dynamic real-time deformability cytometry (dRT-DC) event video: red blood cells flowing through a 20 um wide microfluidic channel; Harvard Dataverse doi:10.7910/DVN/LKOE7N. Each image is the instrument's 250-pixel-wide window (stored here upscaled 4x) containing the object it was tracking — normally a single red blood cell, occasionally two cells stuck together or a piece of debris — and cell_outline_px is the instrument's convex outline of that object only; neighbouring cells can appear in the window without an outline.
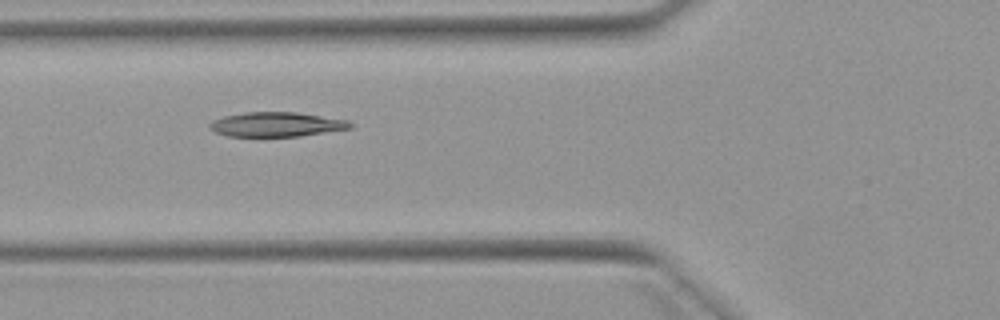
{"species": "Egyptian fruit bat (a non-hibernating species)", "species_latin": "Rousettus aegyptiacus", "temperature_condition": "warm", "stored_images_in_passage": 5, "camera_frame_rate_fps": 3000, "um_per_image_px": 0.085, "animal": {"sex": "female"}, "frame": {"image": 1, "passage_image": 5, "time_ms": 4.667, "image_size_px": [1000, 320], "cell_outline_px": [[352, 128], [300, 136], [228, 136], [216, 132], [208, 128], [208, 124], [212, 120], [224, 116], [244, 112], [296, 112], [348, 120], [352, 124]], "centroid_in_image_um": [23.47, 10.57], "position_along_channel_um": 102.3, "area_um2": 20.06}}